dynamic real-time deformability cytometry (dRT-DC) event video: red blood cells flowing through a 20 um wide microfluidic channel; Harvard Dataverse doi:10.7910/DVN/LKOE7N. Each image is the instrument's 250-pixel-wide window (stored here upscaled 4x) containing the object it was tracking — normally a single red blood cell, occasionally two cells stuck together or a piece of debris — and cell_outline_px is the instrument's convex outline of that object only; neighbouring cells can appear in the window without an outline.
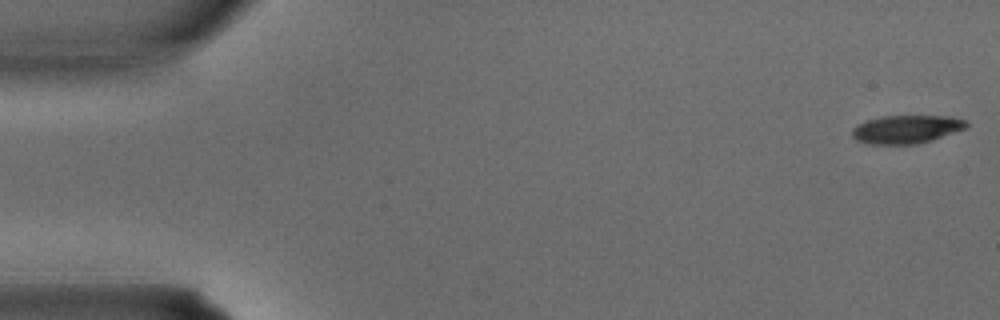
{"species": "common noctule bat (a hibernating species)", "species_latin": "Nyctalus noctula", "temperature_condition": "warm", "stored_images_in_passage": 34, "camera_frame_rate_fps": 3000, "um_per_image_px": 0.085, "animal": {"sex": "male", "body_mass_g": 15.6}, "frame": {"image": 1, "passage_image": 1, "time_ms": 0.0, "image_size_px": [1000, 320], "cell_outline_px": [[968, 128], [932, 140], [916, 144], [868, 144], [856, 140], [852, 136], [852, 128], [856, 124], [868, 120], [884, 116], [952, 116], [964, 120], [968, 124]], "centroid_in_image_um": [77.05, 10.99], "position_along_channel_um": 8.0, "area_um2": 18.9}}
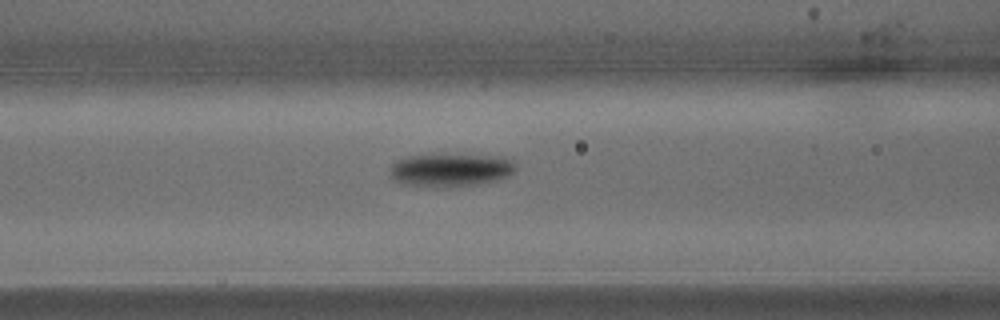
{"frame": {"image": 2, "passage_image": 14, "time_ms": 4.333, "image_size_px": [1000, 320], "cell_outline_px": [[516, 168], [508, 176], [496, 180], [480, 184], [448, 188], [436, 188], [404, 184], [396, 180], [392, 176], [388, 168], [396, 160], [408, 156], [512, 156], [516, 164]], "centroid_in_image_um": [38.34, 14.48], "position_along_channel_um": 128.3, "area_um2": 24.33}}
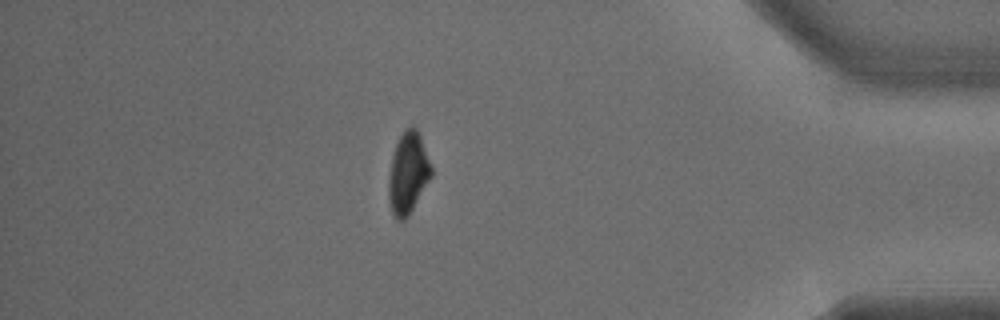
{"frame": {"image": 3, "passage_image": 30, "time_ms": 9.667, "image_size_px": [1000, 320], "cell_outline_px": [[432, 176], [408, 216], [404, 220], [396, 220], [392, 212], [388, 196], [388, 184], [392, 156], [396, 144], [404, 128], [416, 128], [420, 136], [432, 168]], "centroid_in_image_um": [34.68, 14.74], "position_along_channel_um": 400.5, "area_um2": 19.94}}